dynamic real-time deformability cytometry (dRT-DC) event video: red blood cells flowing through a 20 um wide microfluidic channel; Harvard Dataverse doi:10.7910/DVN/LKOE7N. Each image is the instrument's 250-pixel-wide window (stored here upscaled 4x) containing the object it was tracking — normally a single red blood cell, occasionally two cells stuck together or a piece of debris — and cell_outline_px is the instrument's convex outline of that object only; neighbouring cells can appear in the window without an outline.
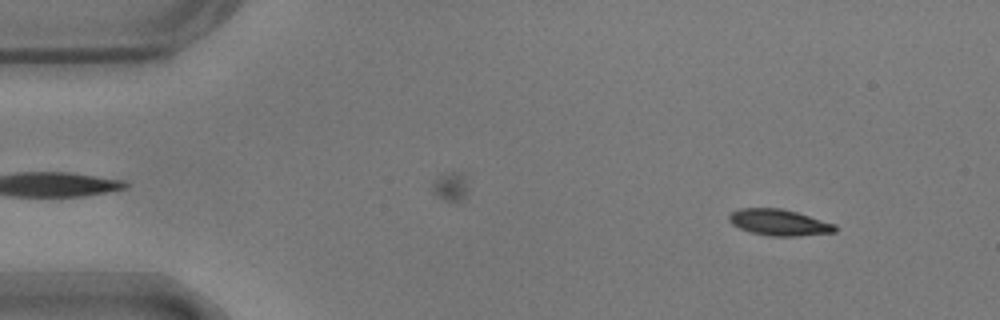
{"species": "common noctule bat (a hibernating species)", "species_latin": "Nyctalus noctula", "temperature_condition": "warm", "stored_images_in_passage": 50, "camera_frame_rate_fps": 3000, "um_per_image_px": 0.085, "animal": {"sex": "male", "body_mass_g": 17.9}, "frame": {"image": 1, "passage_image": 5, "time_ms": 1.333, "image_size_px": [1000, 320], "cell_outline_px": [[836, 232], [800, 236], [768, 236], [752, 232], [740, 228], [732, 224], [728, 220], [728, 216], [732, 212], [740, 208], [780, 208], [796, 212], [836, 224]], "centroid_in_image_um": [66.23, 18.91], "position_along_channel_um": 18.8, "area_um2": 16.18}}
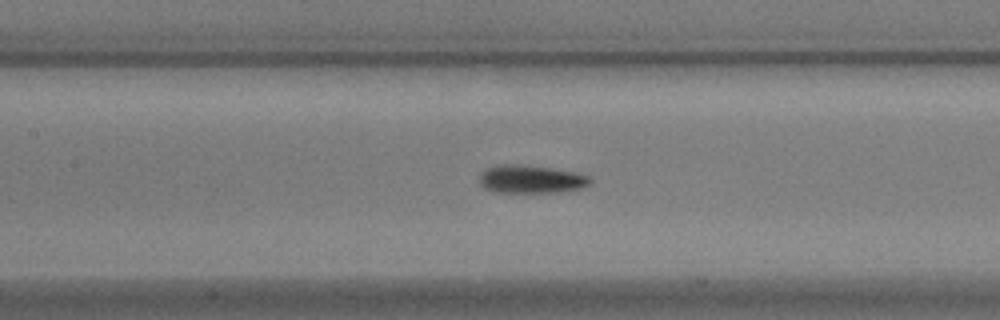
{"frame": {"image": 2, "passage_image": 24, "time_ms": 7.667, "image_size_px": [1000, 320], "cell_outline_px": [[592, 184], [580, 188], [556, 192], [496, 192], [484, 188], [480, 184], [480, 172], [484, 168], [496, 164], [520, 164], [552, 168], [576, 172], [592, 176]], "centroid_in_image_um": [45.13, 15.21], "position_along_channel_um": 162.3, "area_um2": 18.44}}
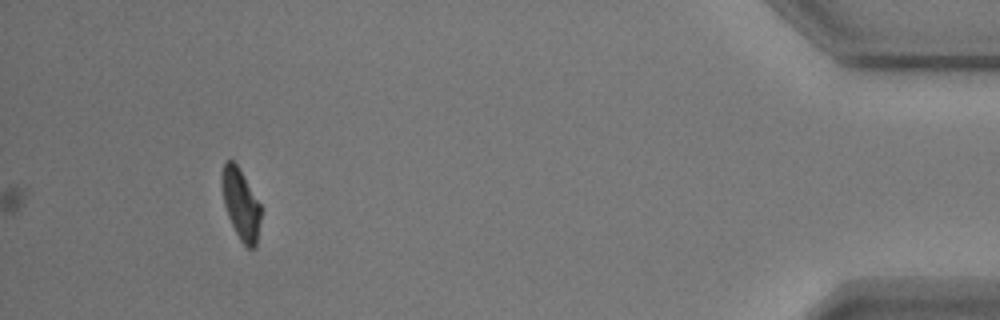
{"frame": {"image": 3, "passage_image": 50, "time_ms": 16.333, "image_size_px": [1000, 320], "cell_outline_px": [[260, 220], [256, 248], [248, 248], [240, 240], [228, 216], [224, 204], [220, 184], [220, 176], [224, 160], [232, 160], [236, 164], [260, 204]], "centroid_in_image_um": [20.43, 17.34], "position_along_channel_um": 414.8, "area_um2": 15.95}, "authors_computed_cell_mechanics": {"area_um2": 17.1955, "velocity_mm_per_s": 3.6757, "shape_relaxation_time_tau1_ms": 1.8361, "shape_relaxation_time_tau2_ms": 3.8786, "deformation_change_tau1": 0.1671, "deformation_change_tau2": 0.1174}}